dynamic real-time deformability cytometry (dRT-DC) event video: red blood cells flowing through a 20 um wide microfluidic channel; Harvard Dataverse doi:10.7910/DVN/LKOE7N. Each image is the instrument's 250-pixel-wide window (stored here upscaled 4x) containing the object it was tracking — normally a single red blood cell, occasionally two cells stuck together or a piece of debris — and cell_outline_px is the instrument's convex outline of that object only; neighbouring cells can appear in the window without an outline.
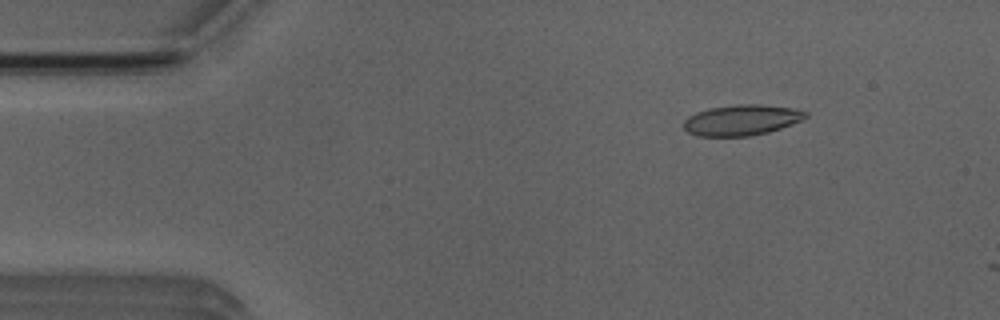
{"species": "Egyptian fruit bat (a non-hibernating species)", "species_latin": "Rousettus aegyptiacus", "temperature_condition": "room temperature", "stored_images_in_passage": 4, "camera_frame_rate_fps": 3000, "um_per_image_px": 0.085, "animal": {"sex": "male"}, "frame": {"image": 1, "passage_image": 2, "time_ms": 1.0, "image_size_px": [1000, 320], "cell_outline_px": [[808, 116], [804, 120], [768, 132], [748, 136], [700, 136], [688, 132], [684, 128], [684, 120], [688, 116], [696, 112], [708, 108], [736, 104], [760, 104], [796, 108], [808, 112]], "centroid_in_image_um": [63.07, 10.19], "position_along_channel_um": 21.9, "area_um2": 21.96}}